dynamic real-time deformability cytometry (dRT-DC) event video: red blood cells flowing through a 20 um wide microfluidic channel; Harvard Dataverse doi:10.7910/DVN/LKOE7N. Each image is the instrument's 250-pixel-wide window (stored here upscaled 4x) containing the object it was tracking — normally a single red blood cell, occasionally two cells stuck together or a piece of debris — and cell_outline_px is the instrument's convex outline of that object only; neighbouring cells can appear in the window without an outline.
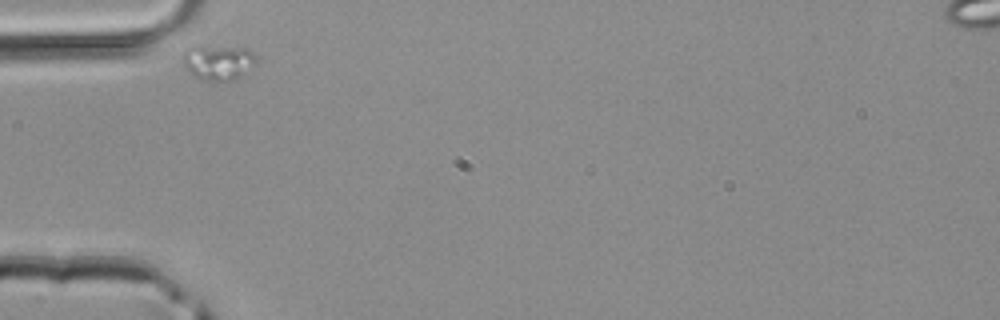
{"species": "common noctule bat (a hibernating species)", "species_latin": "Nyctalus noctula", "temperature_condition": "room temperature", "stored_images_in_passage": 5, "camera_frame_rate_fps": 3000, "um_per_image_px": 0.085, "animal": {"sex": "male", "body_mass_g": 20.4}, "frame": {"image": 1, "passage_image": 1, "time_ms": 0.0, "image_size_px": [1000, 320], "cell_outline_px": [[256, 60], [240, 76], [232, 80], [200, 80], [192, 76], [184, 64], [184, 52], [192, 44], [244, 48], [252, 52], [256, 56]], "centroid_in_image_um": [18.48, 5.26], "position_along_channel_um": 66.5, "area_um2": 14.91}}